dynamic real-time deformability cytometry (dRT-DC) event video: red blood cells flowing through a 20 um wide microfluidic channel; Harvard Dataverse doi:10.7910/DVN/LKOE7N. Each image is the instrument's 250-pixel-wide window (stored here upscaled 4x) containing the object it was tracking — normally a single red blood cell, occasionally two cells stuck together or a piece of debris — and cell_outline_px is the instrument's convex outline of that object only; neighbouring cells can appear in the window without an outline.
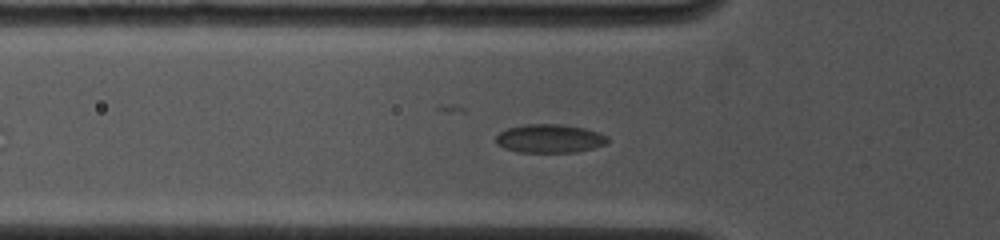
{"species": "common noctule bat (a hibernating species)", "species_latin": "Nyctalus noctula", "temperature_condition": "cold", "stored_images_in_passage": 37, "camera_frame_rate_fps": 4500, "um_per_image_px": 0.085, "animal": {"sex": "female", "body_mass_g": 19.0, "forearm_length_mm": 53.3}, "frame": {"image": 1, "passage_image": 7, "time_ms": 2.889, "image_size_px": [1000, 240], "cell_outline_px": [[608, 140], [604, 144], [592, 148], [576, 152], [516, 152], [504, 148], [496, 144], [496, 136], [500, 132], [508, 128], [524, 124], [560, 124], [584, 128], [600, 132], [608, 136]], "centroid_in_image_um": [46.7, 11.77], "position_along_channel_um": 79.1, "area_um2": 18.61}}
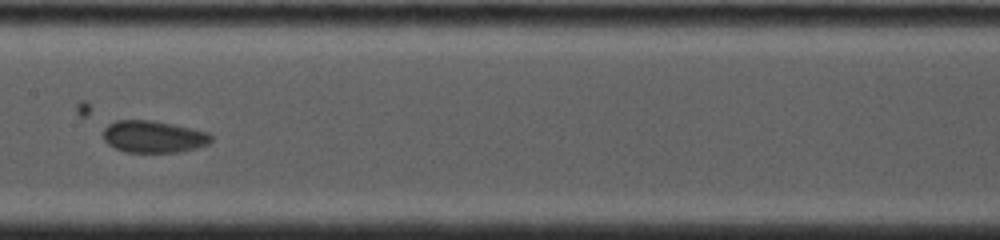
{"frame": {"image": 2, "passage_image": 15, "time_ms": 5.778, "image_size_px": [1000, 240], "cell_outline_px": [[212, 140], [208, 144], [196, 148], [180, 152], [128, 152], [116, 148], [108, 144], [104, 140], [104, 128], [108, 124], [116, 120], [152, 120], [172, 124], [208, 132], [212, 136]], "centroid_in_image_um": [13.05, 11.61], "position_along_channel_um": 194.3, "area_um2": 20.06}}
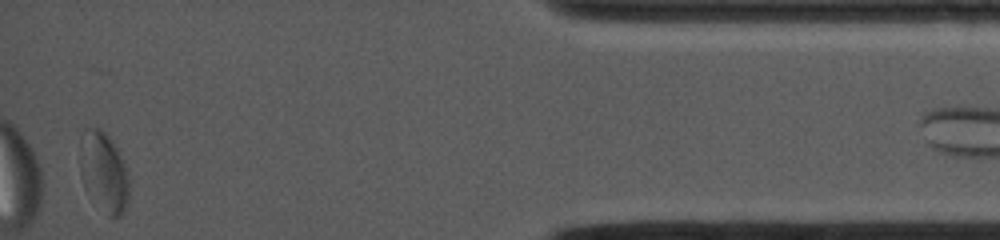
{"frame": {"image": 3, "passage_image": 35, "time_ms": 12.889, "image_size_px": [1000, 240], "cell_outline_px": [[128, 200], [124, 212], [120, 216], [108, 216], [84, 184], [80, 172], [80, 164], [88, 128], [100, 128], [108, 136], [116, 148], [124, 164], [128, 176]], "centroid_in_image_um": [8.89, 14.68], "position_along_channel_um": 426.3, "area_um2": 21.39}}